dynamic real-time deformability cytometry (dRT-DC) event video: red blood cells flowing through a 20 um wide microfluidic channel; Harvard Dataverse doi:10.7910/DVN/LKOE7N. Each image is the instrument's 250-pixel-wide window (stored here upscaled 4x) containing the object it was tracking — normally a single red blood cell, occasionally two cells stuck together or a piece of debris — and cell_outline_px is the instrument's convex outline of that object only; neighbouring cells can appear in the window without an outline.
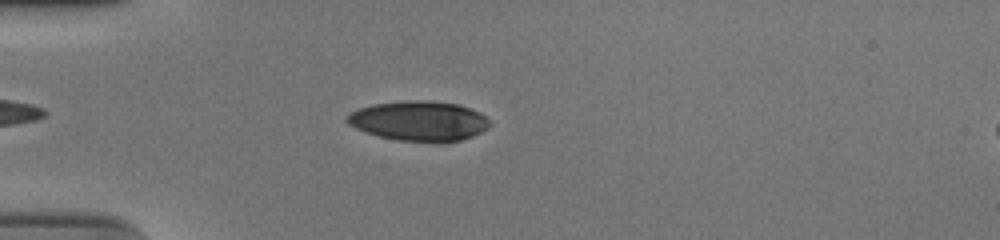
{"species": "human", "species_latin": "Homo sapiens", "temperature_condition": "cold", "stored_images_in_passage": 42, "camera_frame_rate_fps": 3000, "um_per_image_px": 0.085, "donor": {"sex": "male"}, "frame": {"image": 1, "passage_image": 7, "time_ms": 2.0, "image_size_px": [1000, 240], "cell_outline_px": [[492, 124], [488, 128], [472, 136], [460, 140], [400, 140], [380, 136], [364, 132], [348, 124], [344, 120], [344, 116], [348, 112], [372, 104], [404, 100], [432, 100], [460, 104], [480, 112]], "centroid_in_image_um": [35.57, 10.23], "position_along_channel_um": 49.4, "area_um2": 33.0}}
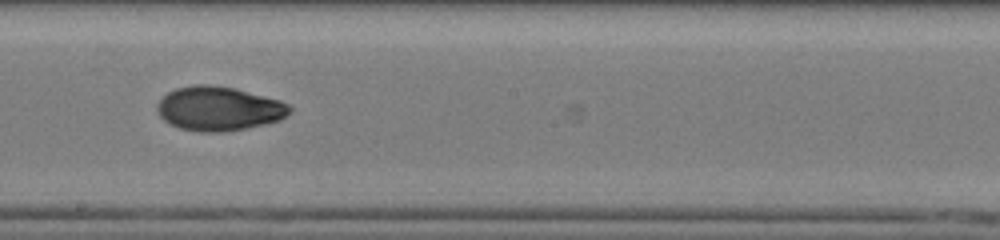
{"frame": {"image": 2, "passage_image": 23, "time_ms": 7.333, "image_size_px": [1000, 240], "cell_outline_px": [[292, 112], [280, 120], [264, 124], [224, 132], [200, 132], [180, 128], [168, 124], [160, 116], [156, 108], [156, 104], [168, 92], [176, 88], [196, 84], [208, 84], [236, 88], [280, 100], [288, 104], [292, 108]], "centroid_in_image_um": [18.6, 9.23], "position_along_channel_um": 229.6, "area_um2": 34.28}}
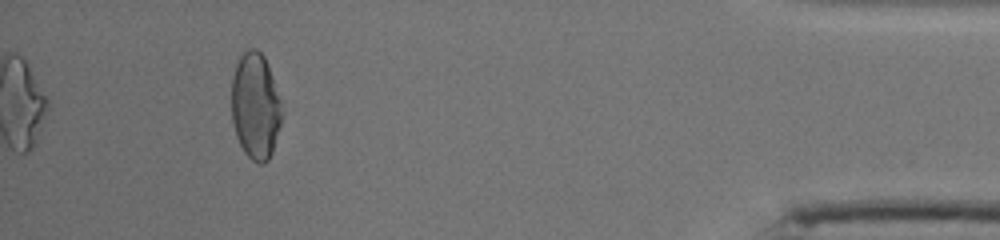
{"frame": {"image": 3, "passage_image": 42, "time_ms": 13.667, "image_size_px": [1000, 240], "cell_outline_px": [[280, 124], [272, 152], [268, 160], [264, 164], [260, 164], [252, 160], [244, 152], [236, 136], [232, 120], [232, 76], [236, 64], [240, 56], [248, 48], [256, 48], [264, 56], [268, 64], [280, 100]], "centroid_in_image_um": [21.69, 9.01], "position_along_channel_um": 413.5, "area_um2": 30.92}, "authors_computed_cell_mechanics": {"area_um2": 32.7726, "velocity_mm_per_s": 3.7632, "shape_relaxation_time_tau1_ms": 7.9029, "shape_relaxation_time_tau2_ms": 5.7194, "deformation_change_tau1": 0.2215, "deformation_change_tau2": 0.0796}}